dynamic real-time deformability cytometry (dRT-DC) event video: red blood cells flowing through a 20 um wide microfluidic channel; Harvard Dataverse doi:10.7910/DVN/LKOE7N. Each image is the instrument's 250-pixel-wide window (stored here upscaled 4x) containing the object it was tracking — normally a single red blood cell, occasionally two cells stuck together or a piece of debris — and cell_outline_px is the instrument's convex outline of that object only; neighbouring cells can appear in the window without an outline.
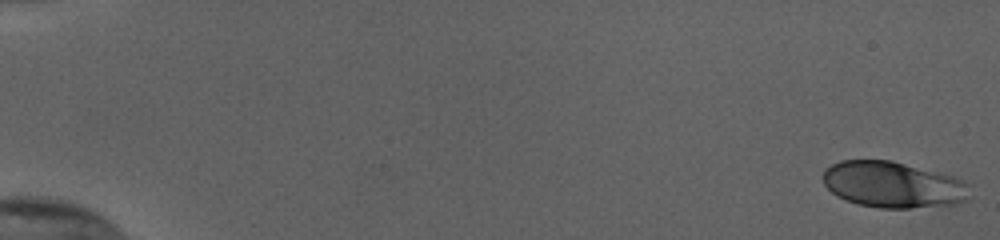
{"species": "human", "species_latin": "Homo sapiens", "temperature_condition": "cold", "stored_images_in_passage": 55, "camera_frame_rate_fps": 3000, "um_per_image_px": 0.085, "donor": {"sex": "female"}, "frame": {"image": 1, "passage_image": 1, "time_ms": 0.0, "image_size_px": [1000, 240], "cell_outline_px": [[972, 200], [956, 204], [908, 208], [880, 208], [860, 204], [836, 196], [824, 184], [820, 176], [824, 168], [840, 160], [892, 160], [952, 176], [964, 180], [968, 184], [972, 196]], "centroid_in_image_um": [75.92, 15.69], "position_along_channel_um": 9.1, "area_um2": 39.94}}
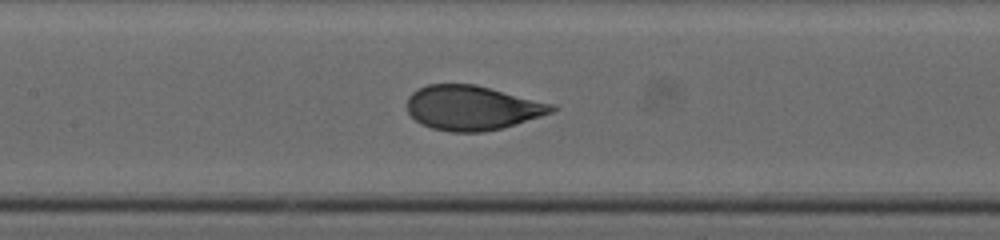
{"frame": {"image": 2, "passage_image": 28, "time_ms": 9.0, "image_size_px": [1000, 240], "cell_outline_px": [[560, 108], [552, 112], [516, 124], [484, 132], [452, 132], [432, 128], [420, 124], [408, 112], [408, 96], [412, 92], [428, 84], [476, 84], [556, 104]], "centroid_in_image_um": [40.17, 9.16], "position_along_channel_um": 167.2, "area_um2": 37.69}}
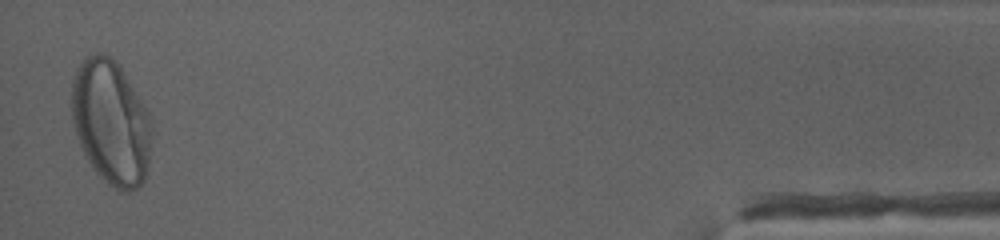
{"frame": {"image": 3, "passage_image": 54, "time_ms": 17.667, "image_size_px": [1000, 240], "cell_outline_px": [[152, 136], [148, 164], [144, 180], [136, 188], [128, 192], [120, 192], [108, 184], [92, 168], [76, 136], [72, 124], [72, 80], [76, 68], [84, 56], [96, 52], [104, 52], [112, 56], [120, 64], [144, 104], [148, 112], [152, 128]], "centroid_in_image_um": [9.43, 10.35], "position_along_channel_um": 425.8, "area_um2": 58.84}, "authors_computed_cell_mechanics": {"area_um2": 38.3792, "velocity_mm_per_s": 3.8183, "shape_relaxation_time_tau1_ms": 3.707, "shape_relaxation_time_tau2_ms": null, "deformation_change_tau1": 0.1619, "deformation_change_tau2": null}}